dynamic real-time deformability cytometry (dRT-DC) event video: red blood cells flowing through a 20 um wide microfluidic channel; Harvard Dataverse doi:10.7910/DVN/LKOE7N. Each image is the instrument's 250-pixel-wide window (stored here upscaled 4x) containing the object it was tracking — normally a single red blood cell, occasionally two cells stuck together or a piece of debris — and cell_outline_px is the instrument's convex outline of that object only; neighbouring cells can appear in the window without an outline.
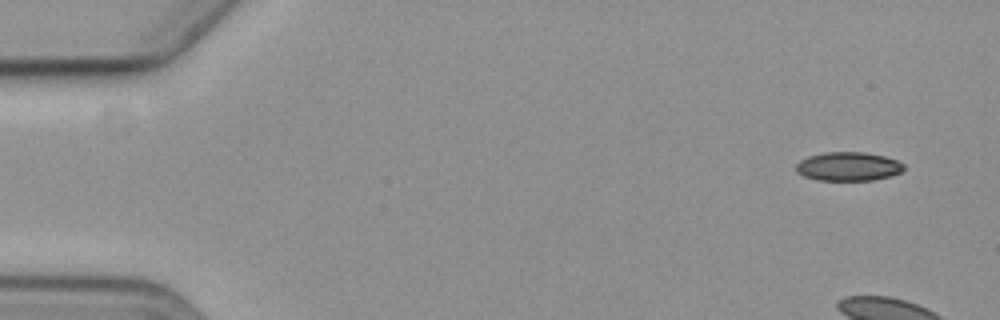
{"species": "common noctule bat (a hibernating species)", "species_latin": "Nyctalus noctula", "temperature_condition": "cold", "stored_images_in_passage": 5, "camera_frame_rate_fps": 3000, "um_per_image_px": 0.085, "animal": {"sex": "female", "body_mass_g": 19.3, "forearm_length_mm": 54.1}, "frame": {"image": 1, "passage_image": 1, "time_ms": 0.0, "image_size_px": [1000, 320], "cell_outline_px": [[904, 168], [900, 172], [888, 176], [872, 180], [816, 180], [804, 176], [796, 172], [796, 164], [800, 160], [808, 156], [824, 152], [864, 152], [884, 156], [896, 160], [904, 164]], "centroid_in_image_um": [72.06, 14.14], "position_along_channel_um": 12.9, "area_um2": 18.03}}